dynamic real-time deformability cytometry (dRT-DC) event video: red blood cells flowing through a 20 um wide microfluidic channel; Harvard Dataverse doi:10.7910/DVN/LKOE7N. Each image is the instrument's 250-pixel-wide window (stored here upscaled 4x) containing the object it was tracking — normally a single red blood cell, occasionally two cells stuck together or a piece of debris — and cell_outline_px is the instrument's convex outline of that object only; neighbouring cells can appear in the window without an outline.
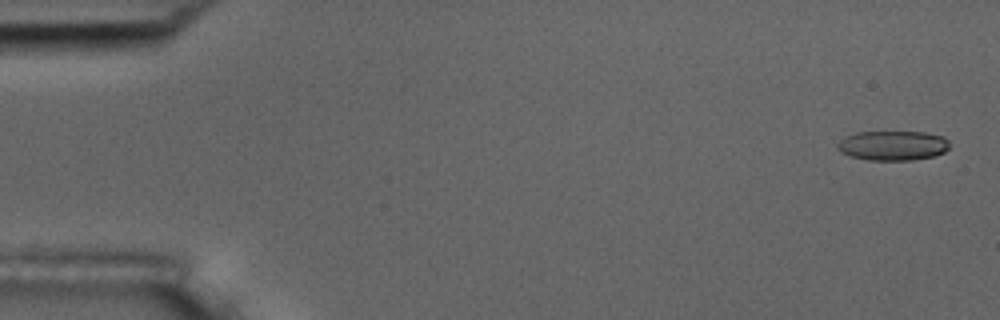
{"species": "common noctule bat (a hibernating species)", "species_latin": "Nyctalus noctula", "temperature_condition": "room temperature", "stored_images_in_passage": 15, "camera_frame_rate_fps": 3000, "um_per_image_px": 0.085, "animal": {"sex": "male", "body_mass_g": 17.5, "forearm_length_mm": 52.3}, "frame": {"image": 1, "passage_image": 1, "time_ms": 0.0, "image_size_px": [1000, 320], "cell_outline_px": [[948, 148], [944, 152], [932, 156], [912, 160], [868, 160], [852, 156], [840, 152], [836, 148], [836, 144], [840, 140], [856, 132], [924, 132], [944, 136], [948, 140]], "centroid_in_image_um": [75.88, 12.37], "position_along_channel_um": 9.1, "area_um2": 19.31}}
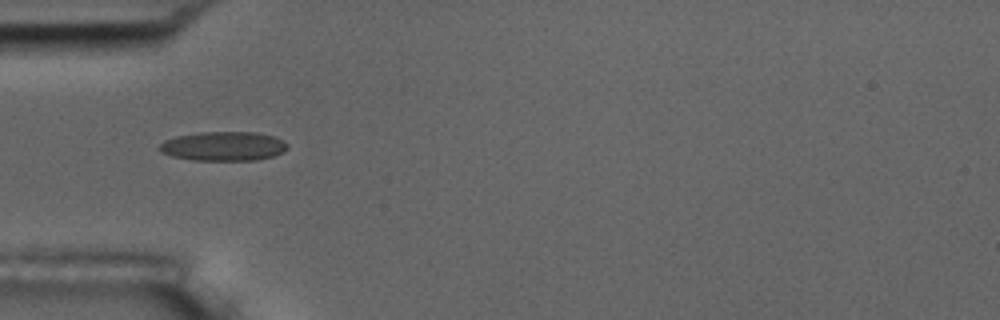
{"frame": {"image": 2, "passage_image": 5, "time_ms": 1.333, "image_size_px": [1000, 320], "cell_outline_px": [[288, 148], [284, 152], [272, 156], [256, 160], [192, 160], [172, 156], [160, 152], [160, 144], [164, 140], [176, 136], [200, 132], [256, 132], [276, 136], [288, 144]], "centroid_in_image_um": [19.02, 12.42], "position_along_channel_um": 66.0, "area_um2": 21.91}}
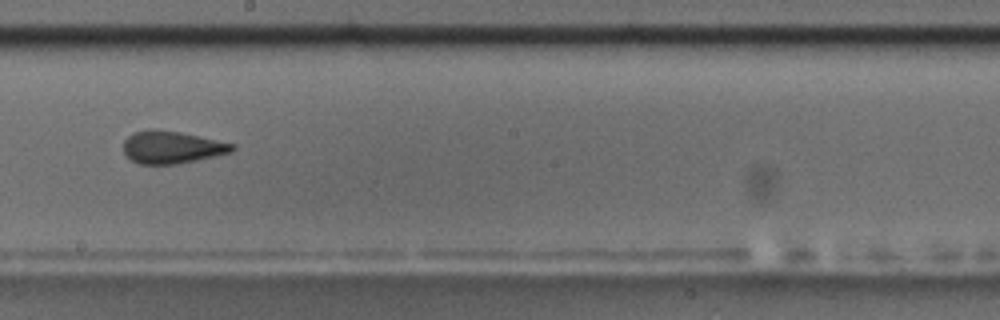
{"frame": {"image": 3, "passage_image": 9, "time_ms": 2.667, "image_size_px": [1000, 320], "cell_outline_px": [[236, 148], [232, 152], [196, 160], [176, 164], [140, 164], [132, 160], [124, 152], [124, 140], [128, 136], [136, 132], [148, 128], [156, 128], [180, 132], [236, 144]], "centroid_in_image_um": [14.62, 12.5], "position_along_channel_um": 233.6, "area_um2": 20.58}}